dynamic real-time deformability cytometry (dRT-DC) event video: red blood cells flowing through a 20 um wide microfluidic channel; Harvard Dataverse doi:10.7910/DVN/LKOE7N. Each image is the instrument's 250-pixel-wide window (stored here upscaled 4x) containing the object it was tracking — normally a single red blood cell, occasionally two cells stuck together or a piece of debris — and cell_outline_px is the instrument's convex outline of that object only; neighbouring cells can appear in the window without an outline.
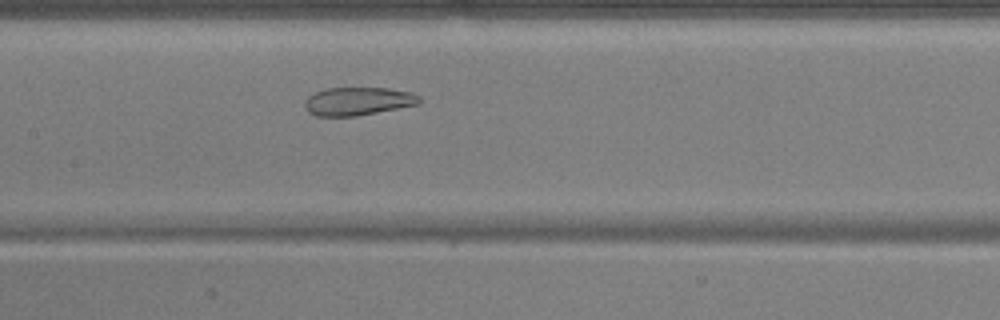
{"species": "common noctule bat (a hibernating species)", "species_latin": "Nyctalus noctula", "temperature_condition": "warm", "stored_images_in_passage": 44, "camera_frame_rate_fps": 3000, "um_per_image_px": 0.085, "animal": {"sex": "male", "body_mass_g": 17.9, "forearm_length_mm": 54.2}, "frame": {"image": 1, "passage_image": 19, "time_ms": 6.0, "image_size_px": [1000, 320], "cell_outline_px": [[420, 104], [356, 116], [316, 116], [308, 112], [304, 104], [308, 96], [316, 92], [328, 88], [388, 88], [408, 92], [420, 96]], "centroid_in_image_um": [30.42, 8.61], "position_along_channel_um": 177.0, "area_um2": 18.67}}
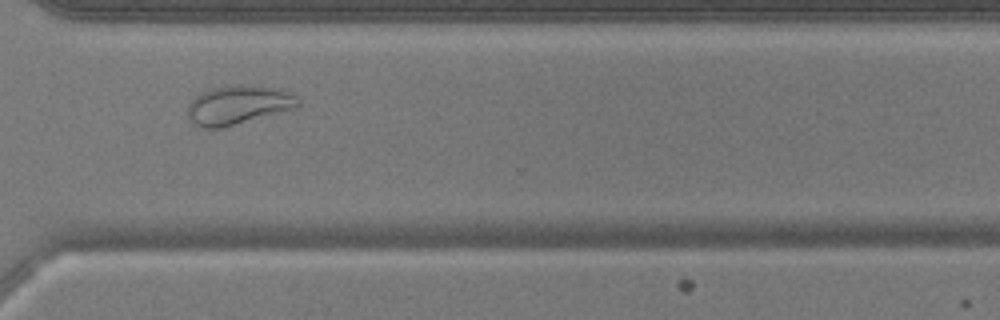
{"frame": {"image": 2, "passage_image": 33, "time_ms": 10.667, "image_size_px": [1000, 320], "cell_outline_px": [[300, 104], [296, 108], [224, 128], [204, 128], [192, 124], [188, 116], [188, 104], [196, 96], [212, 88], [232, 84], [236, 84], [272, 88], [288, 92], [296, 96], [300, 100]], "centroid_in_image_um": [20.23, 8.94], "position_along_channel_um": 350.4, "area_um2": 25.03}}
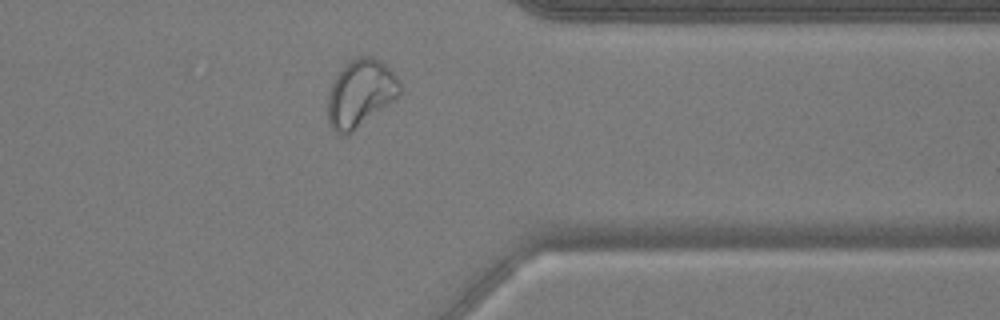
{"frame": {"image": 3, "passage_image": 36, "time_ms": 11.667, "image_size_px": [1000, 320], "cell_outline_px": [[400, 92], [392, 100], [348, 136], [340, 136], [328, 124], [328, 92], [332, 80], [344, 64], [360, 56], [368, 56], [384, 64], [400, 80]], "centroid_in_image_um": [30.57, 7.96], "position_along_channel_um": 380.8, "area_um2": 28.03}}